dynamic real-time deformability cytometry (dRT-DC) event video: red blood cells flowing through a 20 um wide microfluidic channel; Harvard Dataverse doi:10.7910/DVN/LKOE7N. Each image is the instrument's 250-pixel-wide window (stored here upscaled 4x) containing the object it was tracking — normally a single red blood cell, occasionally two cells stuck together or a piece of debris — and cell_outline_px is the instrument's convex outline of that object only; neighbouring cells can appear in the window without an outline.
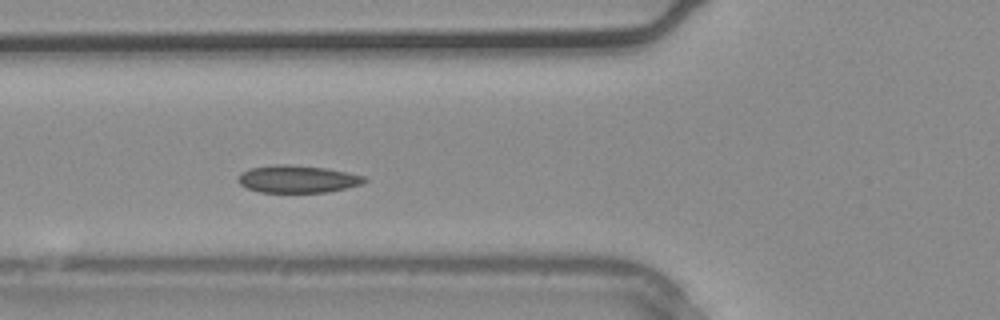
{"species": "common noctule bat (a hibernating species)", "species_latin": "Nyctalus noctula", "temperature_condition": "warm", "stored_images_in_passage": 32, "camera_frame_rate_fps": 3000, "um_per_image_px": 0.085, "animal": {"sex": "male", "body_mass_g": 20.4}, "frame": {"image": 1, "passage_image": 10, "time_ms": 3.0, "image_size_px": [1000, 320], "cell_outline_px": [[368, 180], [360, 184], [348, 188], [328, 192], [260, 192], [248, 188], [240, 184], [236, 180], [240, 172], [248, 168], [276, 164], [288, 164], [328, 168], [348, 172], [364, 176]], "centroid_in_image_um": [25.27, 15.21], "position_along_channel_um": 100.5, "area_um2": 20.4}}